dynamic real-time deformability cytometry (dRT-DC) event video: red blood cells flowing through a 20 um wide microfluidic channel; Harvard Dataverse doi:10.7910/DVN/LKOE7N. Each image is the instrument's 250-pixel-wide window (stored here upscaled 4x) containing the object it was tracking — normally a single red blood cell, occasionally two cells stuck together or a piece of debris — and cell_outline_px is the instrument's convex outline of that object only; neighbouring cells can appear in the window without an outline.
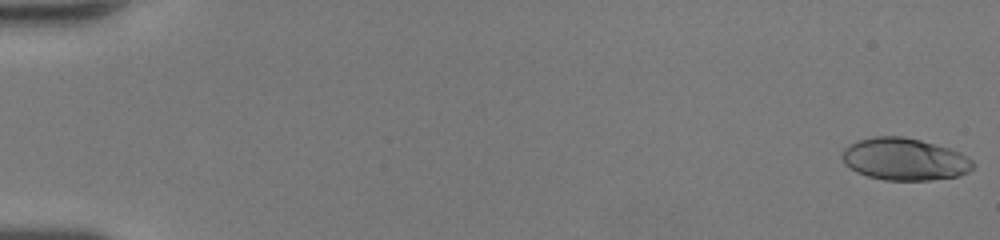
{"species": "human", "species_latin": "Homo sapiens", "temperature_condition": "room temperature", "stored_images_in_passage": 50, "camera_frame_rate_fps": 3000, "um_per_image_px": 0.085, "donor": {"sex": "female"}, "frame": {"image": 1, "passage_image": 1, "time_ms": 0.0, "image_size_px": [1000, 240], "cell_outline_px": [[976, 164], [968, 172], [956, 176], [928, 180], [884, 180], [868, 176], [856, 172], [844, 164], [840, 156], [844, 148], [848, 144], [856, 140], [872, 136], [904, 136], [920, 140], [948, 148], [960, 152], [972, 160]], "centroid_in_image_um": [76.83, 13.52], "position_along_channel_um": 8.2, "area_um2": 32.37}}
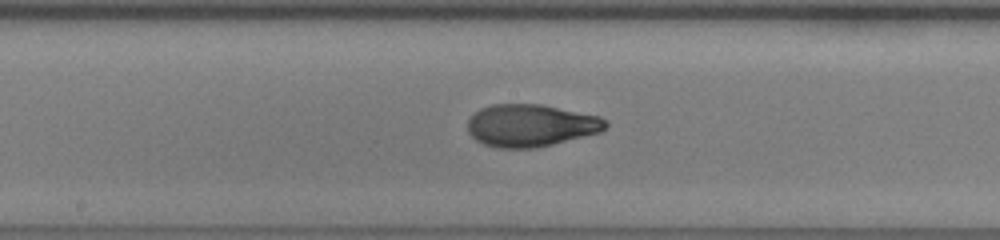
{"frame": {"image": 2, "passage_image": 28, "time_ms": 9.0, "image_size_px": [1000, 240], "cell_outline_px": [[608, 124], [600, 132], [536, 148], [496, 148], [484, 144], [476, 140], [468, 132], [468, 120], [480, 108], [492, 104], [540, 104], [600, 116], [608, 120]], "centroid_in_image_um": [45.11, 10.66], "position_along_channel_um": 203.1, "area_um2": 33.99}}
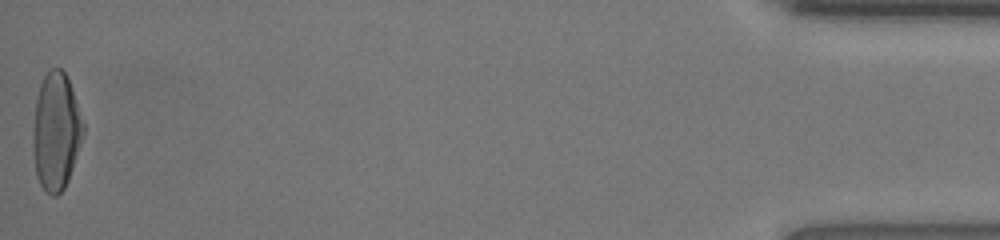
{"frame": {"image": 3, "passage_image": 50, "time_ms": 16.333, "image_size_px": [1000, 240], "cell_outline_px": [[84, 136], [68, 180], [64, 188], [56, 196], [52, 196], [40, 184], [36, 176], [32, 148], [32, 132], [36, 96], [40, 84], [48, 68], [60, 68], [64, 72], [68, 80], [84, 120]], "centroid_in_image_um": [4.75, 11.16], "position_along_channel_um": 430.4, "area_um2": 34.74}, "authors_computed_cell_mechanics": {"area_um2": 33.3795, "velocity_mm_per_s": 4.3427, "shape_relaxation_time_tau1_ms": 4.7703, "shape_relaxation_time_tau2_ms": 0.9134, "deformation_change_tau1": 0.2317, "deformation_change_tau2": 0.0601}}